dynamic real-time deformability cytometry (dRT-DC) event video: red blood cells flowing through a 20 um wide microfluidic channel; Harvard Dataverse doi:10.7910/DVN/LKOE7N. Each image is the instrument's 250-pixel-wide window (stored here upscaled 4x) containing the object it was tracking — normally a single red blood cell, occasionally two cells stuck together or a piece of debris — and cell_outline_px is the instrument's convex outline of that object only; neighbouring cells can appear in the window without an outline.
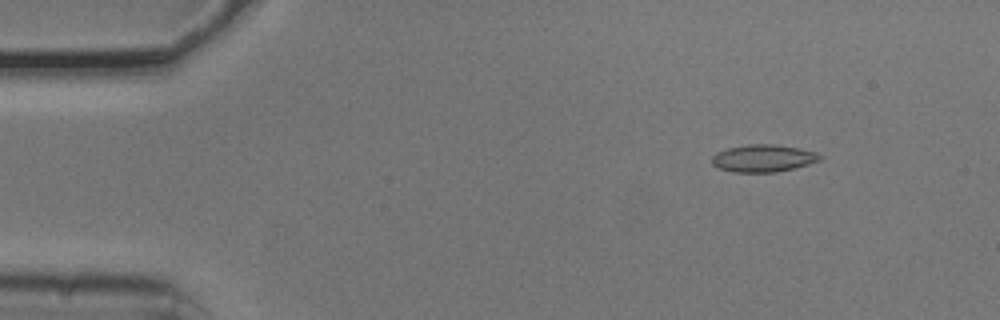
{"species": "common noctule bat (a hibernating species)", "species_latin": "Nyctalus noctula", "temperature_condition": "cold", "stored_images_in_passage": 5, "camera_frame_rate_fps": 3000, "um_per_image_px": 0.085, "animal": {"sex": "male", "body_mass_g": 20.5, "forearm_length_mm": 52.5}, "frame": {"image": 1, "passage_image": 2, "time_ms": 0.333, "image_size_px": [1000, 320], "cell_outline_px": [[820, 160], [808, 164], [776, 172], [732, 172], [720, 168], [712, 164], [712, 156], [716, 152], [728, 148], [748, 144], [772, 144], [800, 148], [816, 152], [820, 156]], "centroid_in_image_um": [64.84, 13.44], "position_along_channel_um": 20.2, "area_um2": 17.05}}
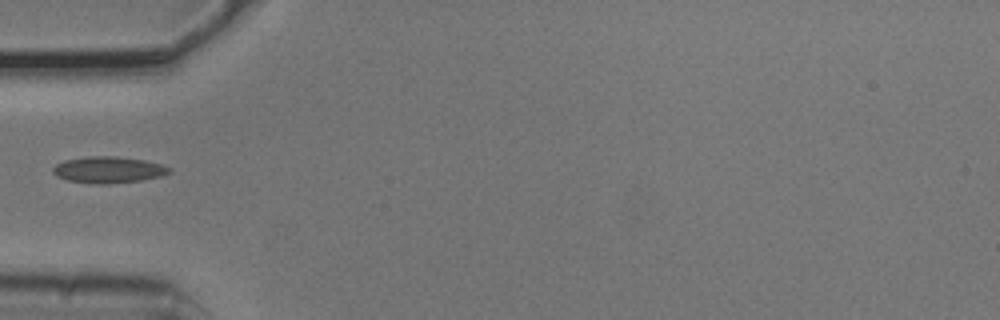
{"frame": {"image": 2, "passage_image": 5, "time_ms": 1.333, "image_size_px": [1000, 320], "cell_outline_px": [[172, 172], [160, 176], [140, 180], [108, 184], [92, 184], [68, 180], [56, 176], [52, 172], [52, 168], [56, 164], [64, 160], [88, 156], [116, 156], [144, 160], [160, 164], [172, 168]], "centroid_in_image_um": [9.19, 14.43], "position_along_channel_um": 75.8, "area_um2": 17.98}}